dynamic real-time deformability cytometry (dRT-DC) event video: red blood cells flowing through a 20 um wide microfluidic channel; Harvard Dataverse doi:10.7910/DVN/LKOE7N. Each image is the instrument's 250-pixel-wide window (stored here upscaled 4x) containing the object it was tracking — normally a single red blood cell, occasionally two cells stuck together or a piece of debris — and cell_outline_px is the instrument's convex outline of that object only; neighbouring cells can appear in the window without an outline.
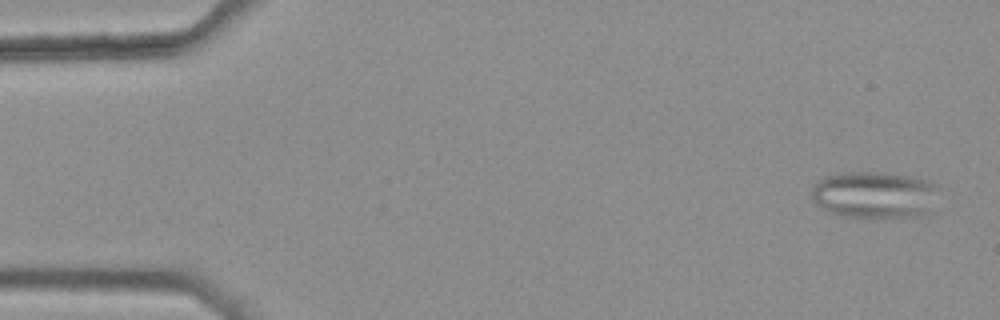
{"species": "common noctule bat (a hibernating species)", "species_latin": "Nyctalus noctula", "temperature_condition": "warm", "stored_images_in_passage": 7, "camera_frame_rate_fps": 3000, "um_per_image_px": 0.085, "animal": {"sex": "female", "body_mass_g": 25.1}, "frame": {"image": 1, "passage_image": 1, "time_ms": 0.0, "image_size_px": [1000, 320], "cell_outline_px": [[936, 184], [928, 212], [920, 216], [868, 220], [840, 216], [828, 212], [816, 204], [812, 196], [812, 188], [820, 180], [828, 176], [848, 172], [872, 172], [908, 176], [928, 180]], "centroid_in_image_um": [74.27, 16.61], "position_along_channel_um": 10.7, "area_um2": 34.8}}